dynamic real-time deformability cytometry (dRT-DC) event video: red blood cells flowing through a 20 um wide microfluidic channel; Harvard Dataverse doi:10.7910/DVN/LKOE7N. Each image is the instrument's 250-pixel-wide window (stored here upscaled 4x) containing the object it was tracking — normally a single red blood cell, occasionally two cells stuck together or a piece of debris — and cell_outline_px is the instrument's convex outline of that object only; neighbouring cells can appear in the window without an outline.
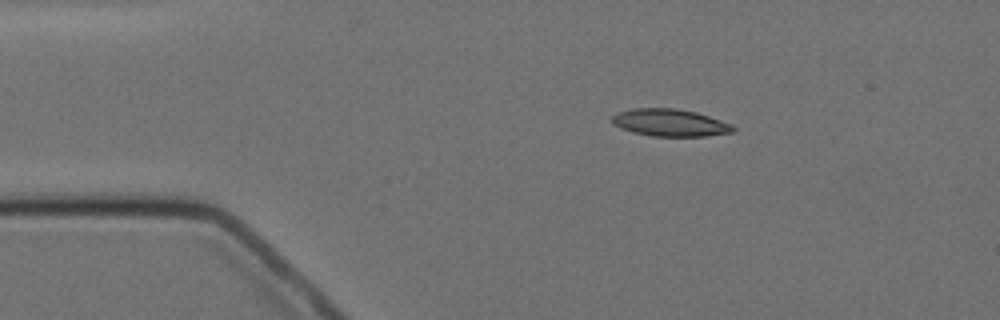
{"species": "Egyptian fruit bat (a non-hibernating species)", "species_latin": "Rousettus aegyptiacus", "temperature_condition": "cold", "stored_images_in_passage": 10, "camera_frame_rate_fps": 3000, "um_per_image_px": 0.085, "animal": {"sex": "female"}, "frame": {"image": 1, "passage_image": 3, "time_ms": 2.333, "image_size_px": [1000, 320], "cell_outline_px": [[736, 128], [732, 132], [704, 136], [652, 136], [632, 132], [620, 128], [612, 124], [612, 116], [616, 112], [632, 108], [676, 108], [696, 112], [732, 124]], "centroid_in_image_um": [56.91, 10.42], "position_along_channel_um": 28.1, "area_um2": 19.31}}
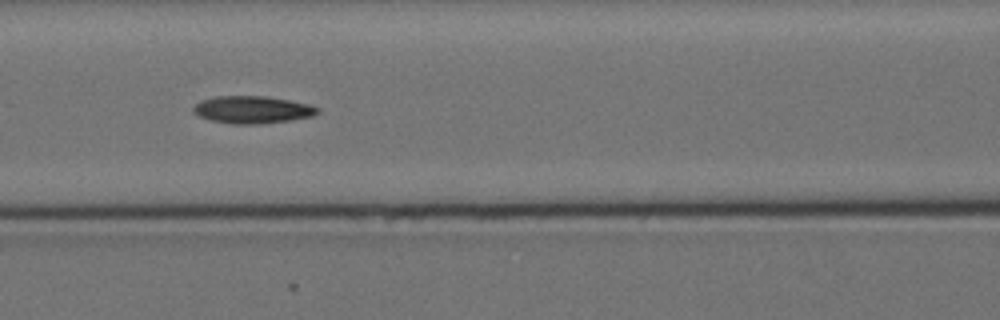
{"frame": {"image": 2, "passage_image": 7, "time_ms": 7.0, "image_size_px": [1000, 320], "cell_outline_px": [[320, 112], [312, 116], [292, 120], [260, 124], [232, 124], [212, 120], [200, 116], [192, 112], [192, 108], [200, 100], [216, 96], [268, 96], [308, 104], [320, 108]], "centroid_in_image_um": [21.46, 9.32], "position_along_channel_um": 145.1, "area_um2": 19.88}}
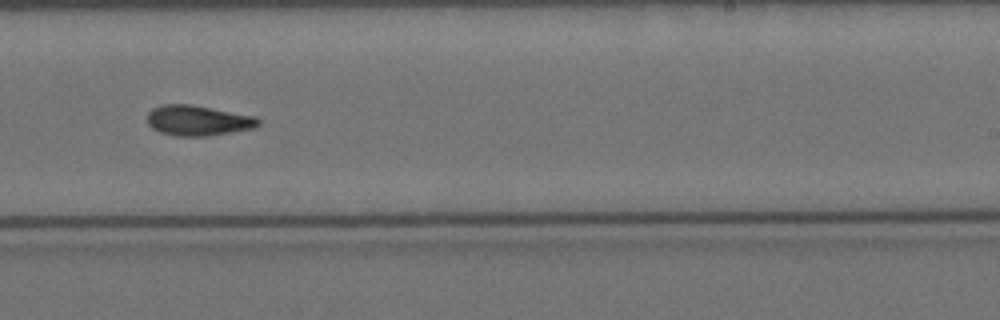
{"frame": {"image": 3, "passage_image": 10, "time_ms": 10.667, "image_size_px": [1000, 320], "cell_outline_px": [[260, 124], [256, 128], [208, 136], [176, 136], [160, 132], [152, 128], [148, 124], [148, 112], [152, 108], [164, 104], [192, 104], [256, 116], [260, 120]], "centroid_in_image_um": [16.85, 10.24], "position_along_channel_um": 272.1, "area_um2": 19.83}}